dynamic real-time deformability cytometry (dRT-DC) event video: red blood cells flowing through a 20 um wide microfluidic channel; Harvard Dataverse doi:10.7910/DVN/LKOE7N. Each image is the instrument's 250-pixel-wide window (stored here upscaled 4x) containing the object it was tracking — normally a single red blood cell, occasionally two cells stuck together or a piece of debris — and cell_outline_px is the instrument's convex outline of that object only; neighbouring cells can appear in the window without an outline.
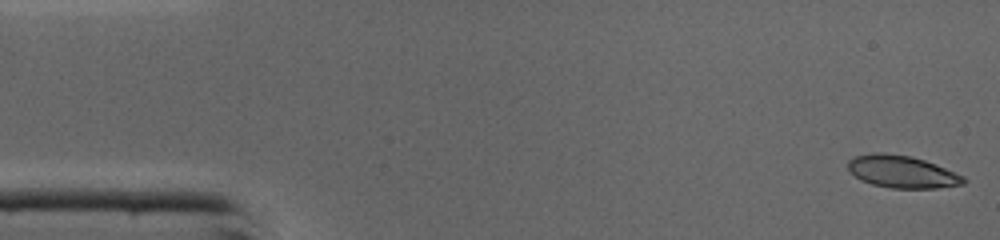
{"species": "common noctule bat (a hibernating species)", "species_latin": "Nyctalus noctula", "temperature_condition": "cold", "stored_images_in_passage": 45, "camera_frame_rate_fps": 3000, "um_per_image_px": 0.085, "animal": {"sex": "male", "body_mass_g": 19.0, "forearm_length_mm": 50.8}, "frame": {"image": 1, "passage_image": 1, "time_ms": 0.0, "image_size_px": [1000, 240], "cell_outline_px": [[968, 180], [964, 184], [936, 188], [892, 188], [872, 184], [860, 180], [848, 168], [848, 160], [856, 156], [876, 152], [880, 152], [912, 156], [924, 160], [964, 176]], "centroid_in_image_um": [76.68, 14.6], "position_along_channel_um": 8.3, "area_um2": 21.62}}
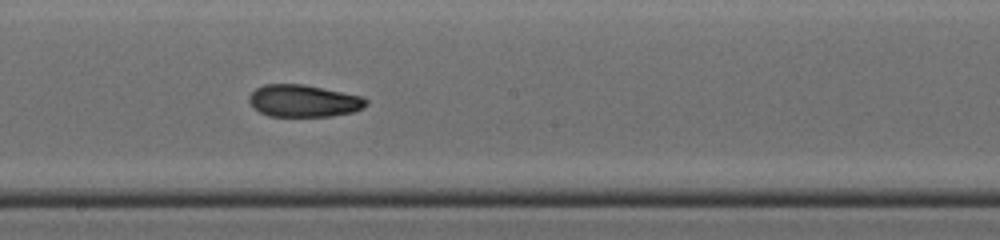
{"frame": {"image": 2, "passage_image": 24, "time_ms": 7.667, "image_size_px": [1000, 240], "cell_outline_px": [[368, 104], [364, 108], [352, 112], [332, 116], [268, 116], [260, 112], [248, 100], [248, 96], [256, 88], [264, 84], [304, 84], [364, 96], [368, 100]], "centroid_in_image_um": [25.85, 8.57], "position_along_channel_um": 222.4, "area_um2": 22.08}}
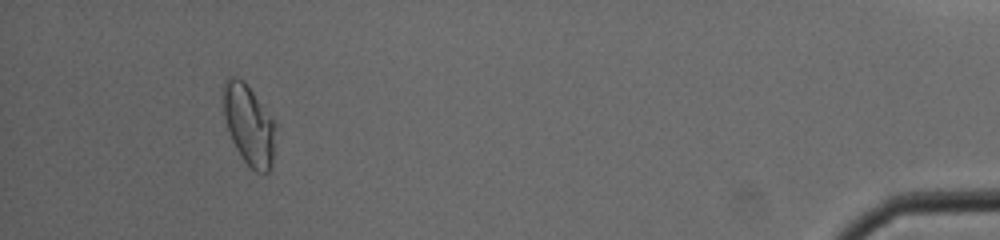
{"frame": {"image": 3, "passage_image": 42, "time_ms": 13.667, "image_size_px": [1000, 240], "cell_outline_px": [[272, 168], [268, 172], [256, 172], [240, 156], [232, 140], [224, 116], [224, 80], [228, 76], [236, 76], [244, 80], [272, 120]], "centroid_in_image_um": [21.1, 10.59], "position_along_channel_um": 414.1, "area_um2": 23.35}, "authors_computed_cell_mechanics": {"area_um2": 22.4264, "velocity_mm_per_s": 4.3789, "shape_relaxation_time_tau1_ms": 7.6107, "shape_relaxation_time_tau2_ms": 1.8985, "deformation_change_tau1": 0.2083, "deformation_change_tau2": 0.0656}}